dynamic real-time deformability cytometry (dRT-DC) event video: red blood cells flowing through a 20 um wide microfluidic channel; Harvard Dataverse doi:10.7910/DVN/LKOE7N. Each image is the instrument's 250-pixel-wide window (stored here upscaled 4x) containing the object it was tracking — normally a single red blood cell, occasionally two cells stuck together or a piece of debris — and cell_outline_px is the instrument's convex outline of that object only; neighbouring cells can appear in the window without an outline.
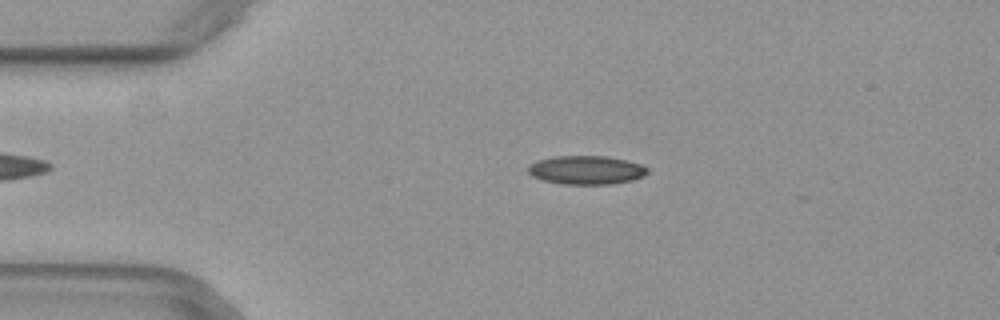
{"species": "common noctule bat (a hibernating species)", "species_latin": "Nyctalus noctula", "temperature_condition": "warm", "stored_images_in_passage": 46, "camera_frame_rate_fps": 3000, "um_per_image_px": 0.085, "animal": {"sex": "female", "body_mass_g": 29.2, "forearm_length_mm": 56.3}, "frame": {"image": 1, "passage_image": 10, "time_ms": 3.0, "image_size_px": [1000, 320], "cell_outline_px": [[648, 172], [644, 176], [632, 180], [612, 184], [564, 184], [540, 180], [532, 176], [528, 172], [528, 164], [536, 160], [556, 156], [608, 156], [640, 164], [648, 168]], "centroid_in_image_um": [49.8, 14.45], "position_along_channel_um": 35.2, "area_um2": 20.06}}
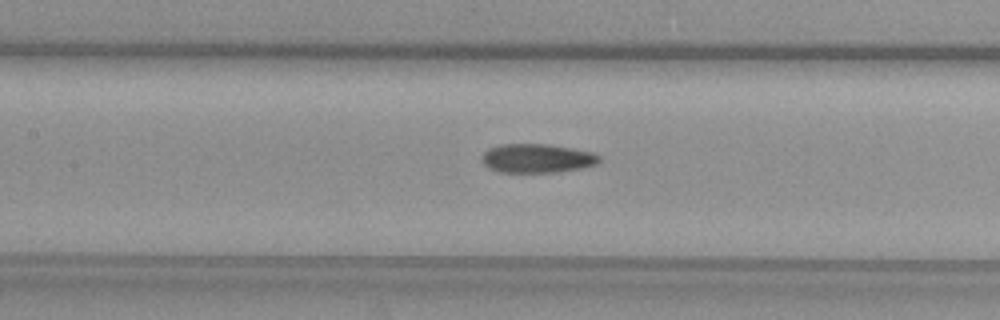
{"frame": {"image": 2, "passage_image": 22, "time_ms": 7.0, "image_size_px": [1000, 320], "cell_outline_px": [[600, 160], [596, 164], [584, 168], [556, 172], [500, 172], [488, 168], [484, 164], [484, 152], [488, 148], [500, 144], [552, 144], [592, 152], [600, 156]], "centroid_in_image_um": [45.68, 13.45], "position_along_channel_um": 161.7, "area_um2": 19.83}}
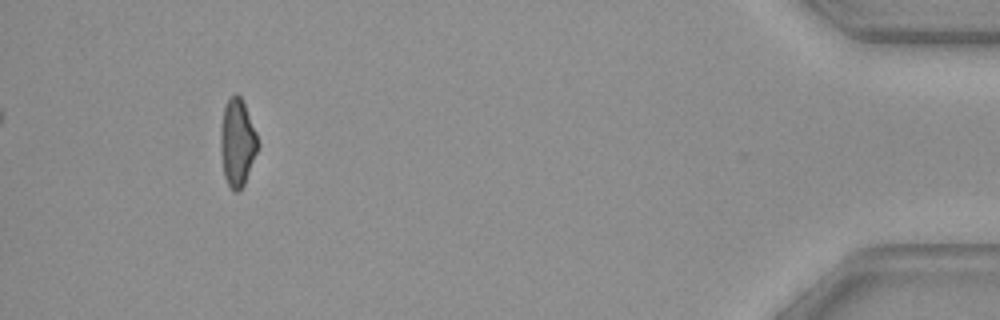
{"frame": {"image": 3, "passage_image": 46, "time_ms": 15.0, "image_size_px": [1000, 320], "cell_outline_px": [[260, 144], [244, 184], [240, 192], [232, 192], [224, 176], [220, 148], [220, 128], [224, 108], [228, 100], [236, 92], [240, 96], [244, 104], [256, 132]], "centroid_in_image_um": [20.17, 12.15], "position_along_channel_um": 415.0, "area_um2": 19.02}}